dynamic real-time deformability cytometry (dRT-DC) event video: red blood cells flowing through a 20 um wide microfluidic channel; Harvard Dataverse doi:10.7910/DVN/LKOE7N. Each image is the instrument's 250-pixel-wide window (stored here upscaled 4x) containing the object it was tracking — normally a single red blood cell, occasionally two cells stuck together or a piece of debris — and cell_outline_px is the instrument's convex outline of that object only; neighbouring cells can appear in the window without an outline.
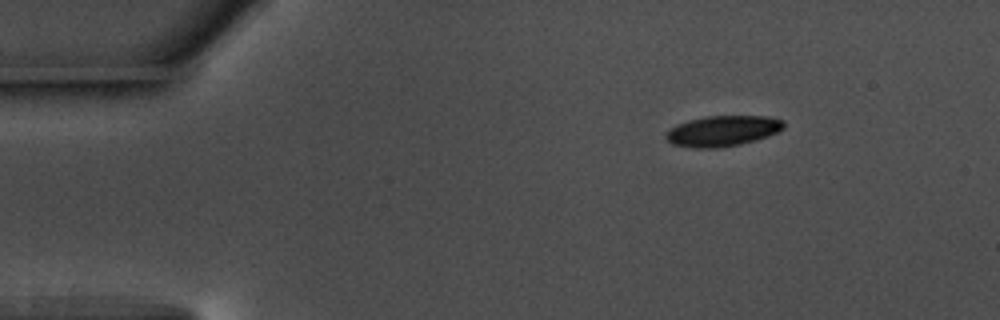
{"species": "common noctule bat (a hibernating species)", "species_latin": "Nyctalus noctula", "temperature_condition": "warm", "stored_images_in_passage": 49, "camera_frame_rate_fps": 3000, "um_per_image_px": 0.085, "animal": {"sex": "male", "body_mass_g": 17.5, "forearm_length_mm": 52.3}, "frame": {"image": 1, "passage_image": 1, "time_ms": 0.0, "image_size_px": [1000, 320], "cell_outline_px": [[784, 128], [768, 136], [756, 140], [716, 148], [696, 148], [672, 144], [664, 136], [676, 124], [688, 120], [708, 116], [768, 116], [784, 120]], "centroid_in_image_um": [61.43, 11.12], "position_along_channel_um": 23.6, "area_um2": 20.81}}
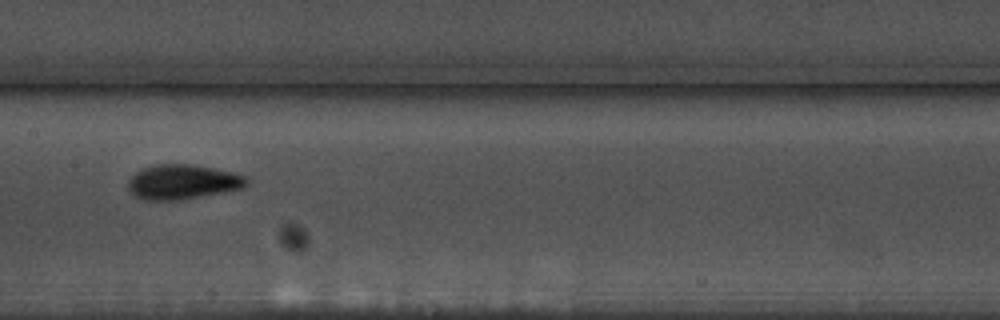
{"frame": {"image": 2, "passage_image": 21, "time_ms": 6.667, "image_size_px": [1000, 320], "cell_outline_px": [[248, 184], [244, 188], [180, 200], [144, 200], [136, 196], [128, 188], [128, 180], [136, 172], [144, 168], [156, 164], [192, 164], [216, 168], [244, 176], [248, 180]], "centroid_in_image_um": [15.53, 15.46], "position_along_channel_um": 191.9, "area_um2": 23.87}}
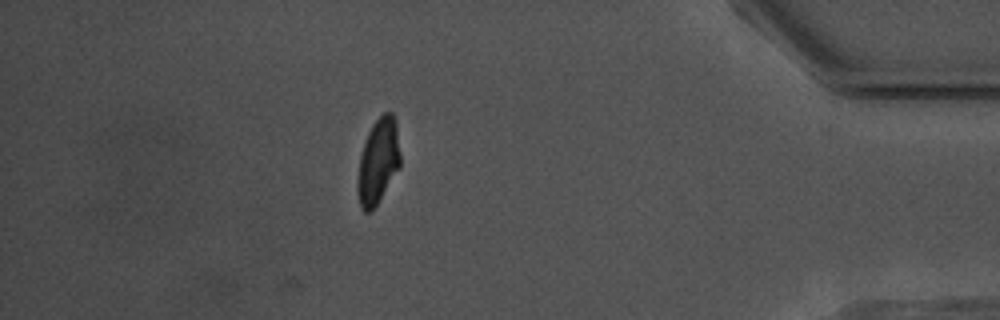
{"frame": {"image": 3, "passage_image": 42, "time_ms": 13.667, "image_size_px": [1000, 320], "cell_outline_px": [[400, 168], [372, 212], [364, 212], [360, 208], [356, 192], [356, 180], [360, 156], [364, 140], [372, 124], [384, 112], [392, 112], [396, 120], [400, 152]], "centroid_in_image_um": [32.12, 13.74], "position_along_channel_um": 403.1, "area_um2": 21.79}, "authors_computed_cell_mechanics": {"area_um2": 21.6172, "velocity_mm_per_s": 3.6509, "shape_relaxation_time_tau1_ms": 2.8296, "shape_relaxation_time_tau2_ms": 2.2074, "deformation_change_tau1": 0.1309, "deformation_change_tau2": 0.0744}}